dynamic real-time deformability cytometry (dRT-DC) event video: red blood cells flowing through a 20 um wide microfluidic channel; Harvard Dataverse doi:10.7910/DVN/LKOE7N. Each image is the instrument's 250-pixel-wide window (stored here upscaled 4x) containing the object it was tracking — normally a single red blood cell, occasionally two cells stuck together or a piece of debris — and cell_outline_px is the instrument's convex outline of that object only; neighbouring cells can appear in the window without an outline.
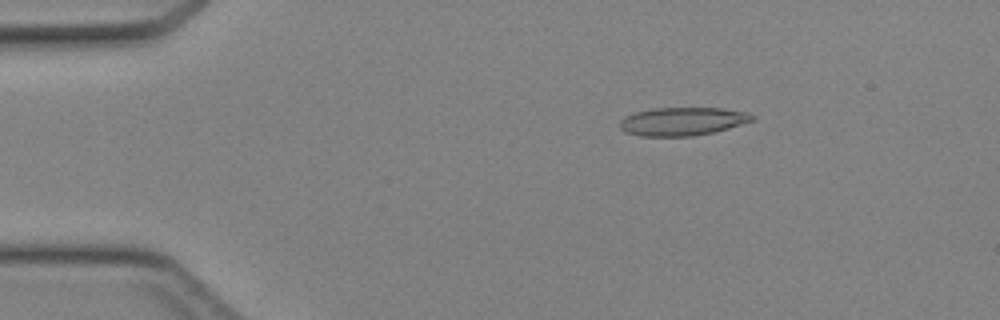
{"species": "Egyptian fruit bat (a non-hibernating species)", "species_latin": "Rousettus aegyptiacus", "temperature_condition": "cold", "stored_images_in_passage": 38, "camera_frame_rate_fps": 3000, "um_per_image_px": 0.085, "animal": {"sex": "female"}, "frame": {"image": 1, "passage_image": 1, "time_ms": 0.0, "image_size_px": [1000, 320], "cell_outline_px": [[756, 116], [752, 120], [728, 128], [712, 132], [692, 136], [640, 136], [624, 132], [620, 128], [620, 120], [624, 116], [636, 112], [652, 108], [720, 108], [748, 112]], "centroid_in_image_um": [57.97, 10.31], "position_along_channel_um": 27.0, "area_um2": 21.73}}
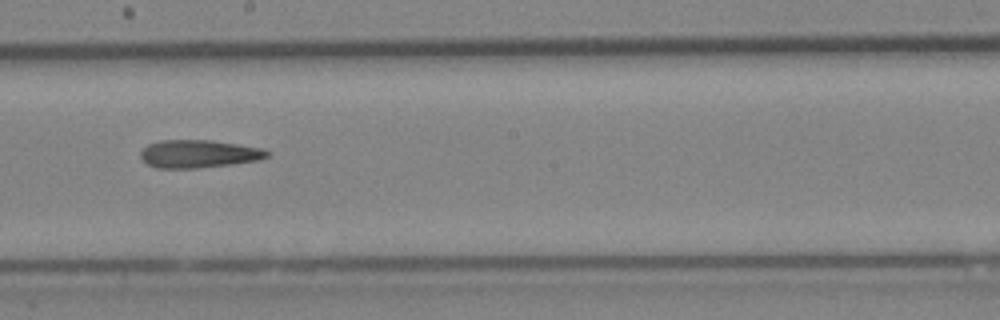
{"frame": {"image": 2, "passage_image": 19, "time_ms": 6.0, "image_size_px": [1000, 320], "cell_outline_px": [[272, 152], [268, 156], [260, 160], [232, 164], [196, 168], [156, 168], [148, 164], [140, 156], [140, 152], [148, 144], [160, 140], [212, 140], [264, 148]], "centroid_in_image_um": [16.93, 13.07], "position_along_channel_um": 231.3, "area_um2": 20.69}}
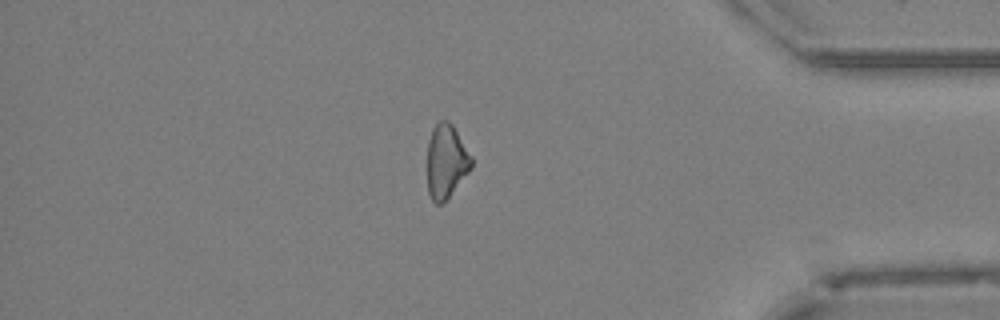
{"frame": {"image": 3, "passage_image": 32, "time_ms": 10.333, "image_size_px": [1000, 320], "cell_outline_px": [[472, 168], [448, 196], [440, 204], [436, 204], [432, 200], [428, 192], [428, 140], [432, 128], [440, 120], [448, 120], [452, 124], [472, 156]], "centroid_in_image_um": [37.93, 13.67], "position_along_channel_um": 397.3, "area_um2": 18.79}}